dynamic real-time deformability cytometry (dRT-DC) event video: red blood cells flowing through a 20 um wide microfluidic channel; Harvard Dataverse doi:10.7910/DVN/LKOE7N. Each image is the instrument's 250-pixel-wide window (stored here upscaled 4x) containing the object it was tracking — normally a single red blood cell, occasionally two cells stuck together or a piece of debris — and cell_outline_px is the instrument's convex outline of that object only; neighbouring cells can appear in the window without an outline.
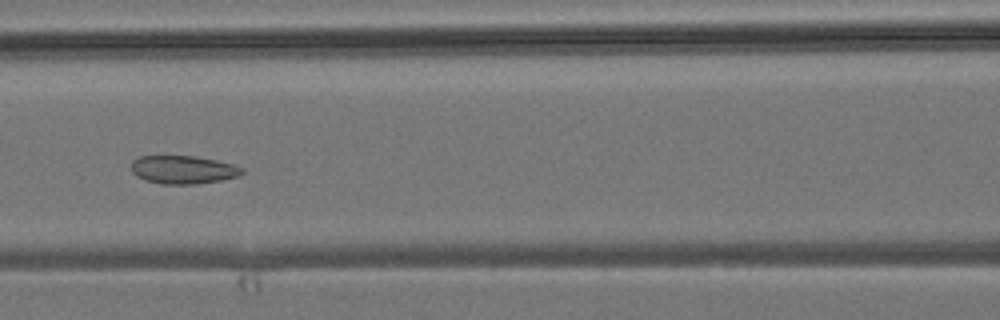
{"species": "common noctule bat (a hibernating species)", "species_latin": "Nyctalus noctula", "temperature_condition": "room temperature", "stored_images_in_passage": 6, "camera_frame_rate_fps": 3000, "um_per_image_px": 0.085, "animal": {"sex": "male", "body_mass_g": 19.2, "forearm_length_mm": 51.8}, "frame": {"image": 1, "passage_image": 6, "time_ms": 5.667, "image_size_px": [1000, 320], "cell_outline_px": [[244, 172], [240, 176], [220, 180], [196, 184], [160, 184], [144, 180], [136, 176], [132, 172], [132, 160], [140, 156], [196, 156], [232, 164], [244, 168]], "centroid_in_image_um": [15.56, 14.43], "position_along_channel_um": 151.0, "area_um2": 18.26}}